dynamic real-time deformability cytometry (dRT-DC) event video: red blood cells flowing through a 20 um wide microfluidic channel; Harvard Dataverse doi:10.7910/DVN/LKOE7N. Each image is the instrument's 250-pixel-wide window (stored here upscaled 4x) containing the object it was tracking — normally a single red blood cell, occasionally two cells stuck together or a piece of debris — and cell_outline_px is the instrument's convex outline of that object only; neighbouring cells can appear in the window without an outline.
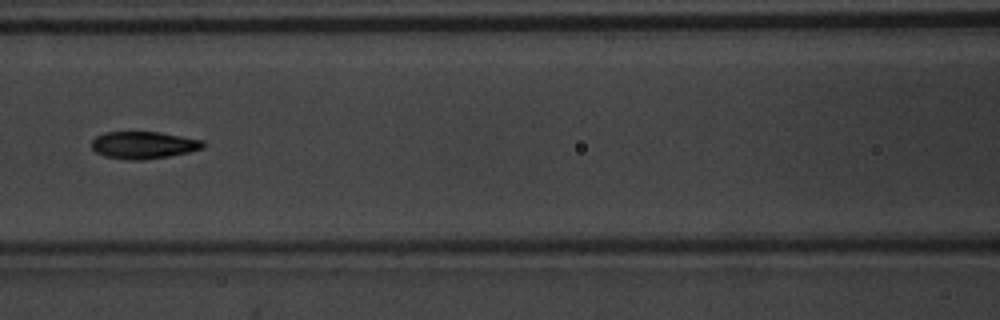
{"species": "common noctule bat (a hibernating species)", "species_latin": "Nyctalus noctula", "temperature_condition": "warm", "stored_images_in_passage": 9, "camera_frame_rate_fps": 3000, "um_per_image_px": 0.085, "animal": {"sex": "male", "body_mass_g": 20.1, "forearm_length_mm": 53.5}, "frame": {"image": 1, "passage_image": 8, "time_ms": 2.333, "image_size_px": [1000, 320], "cell_outline_px": [[208, 144], [204, 148], [188, 152], [168, 156], [140, 160], [128, 160], [104, 156], [96, 152], [92, 148], [92, 140], [96, 136], [104, 132], [160, 132], [204, 140]], "centroid_in_image_um": [12.23, 12.32], "position_along_channel_um": 154.4, "area_um2": 17.8}}